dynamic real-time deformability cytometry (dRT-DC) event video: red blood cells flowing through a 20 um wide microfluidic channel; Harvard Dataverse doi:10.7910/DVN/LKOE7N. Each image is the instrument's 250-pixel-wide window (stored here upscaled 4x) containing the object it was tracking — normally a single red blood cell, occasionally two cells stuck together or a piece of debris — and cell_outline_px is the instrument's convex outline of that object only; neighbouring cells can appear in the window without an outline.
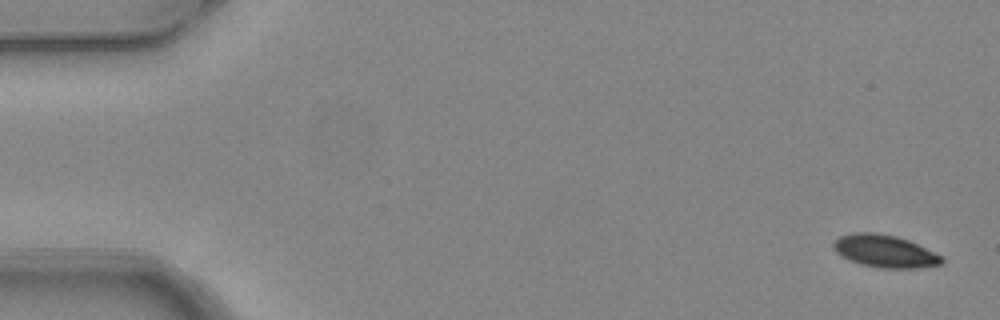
{"species": "common noctule bat (a hibernating species)", "species_latin": "Nyctalus noctula", "temperature_condition": "warm", "stored_images_in_passage": 4, "camera_frame_rate_fps": 3000, "um_per_image_px": 0.085, "animal": {"sex": "female", "body_mass_g": 24.6, "forearm_length_mm": 56.2}, "frame": {"image": 1, "passage_image": 1, "time_ms": 0.0, "image_size_px": [1000, 320], "cell_outline_px": [[944, 260], [940, 264], [920, 268], [880, 268], [860, 264], [840, 256], [836, 252], [832, 244], [840, 236], [852, 232], [876, 232], [896, 236], [908, 240], [940, 256]], "centroid_in_image_um": [75.15, 21.35], "position_along_channel_um": 9.8, "area_um2": 20.35}}
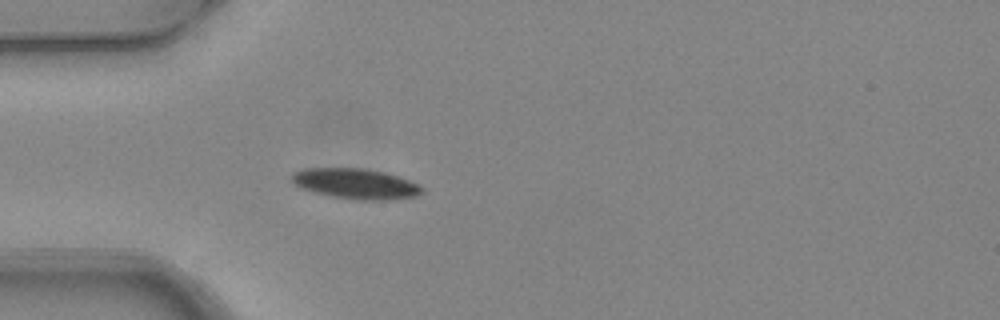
{"frame": {"image": 2, "passage_image": 4, "time_ms": 1.0, "image_size_px": [1000, 320], "cell_outline_px": [[424, 192], [416, 196], [388, 200], [360, 200], [332, 196], [312, 192], [300, 188], [292, 180], [292, 172], [300, 168], [364, 168], [384, 172], [408, 180], [424, 188]], "centroid_in_image_um": [30.2, 15.61], "position_along_channel_um": 54.8, "area_um2": 23.06}}